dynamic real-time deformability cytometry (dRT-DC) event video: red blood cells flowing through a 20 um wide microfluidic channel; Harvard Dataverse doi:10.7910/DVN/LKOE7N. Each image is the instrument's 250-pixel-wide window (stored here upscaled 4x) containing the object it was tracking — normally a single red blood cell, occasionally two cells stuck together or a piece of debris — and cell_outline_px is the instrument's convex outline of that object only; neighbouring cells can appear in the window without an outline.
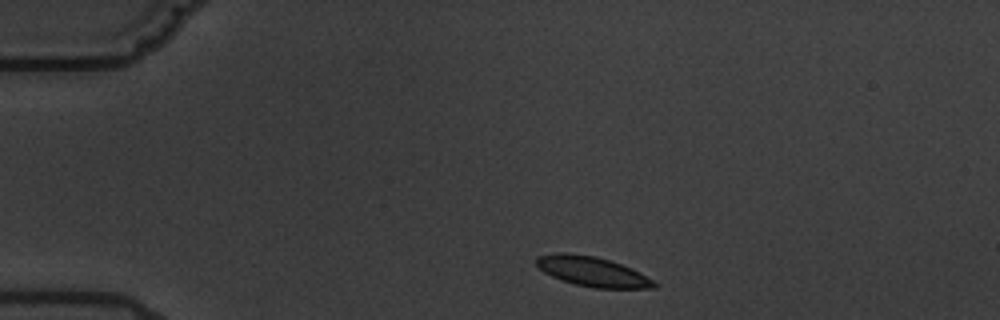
{"species": "common noctule bat (a hibernating species)", "species_latin": "Nyctalus noctula", "temperature_condition": "warm", "stored_images_in_passage": 5, "camera_frame_rate_fps": 3000, "um_per_image_px": 0.085, "animal": {"sex": "male", "body_mass_g": 19.5, "forearm_length_mm": 54.6}, "frame": {"image": 1, "passage_image": 1, "time_ms": 0.0, "image_size_px": [1000, 320], "cell_outline_px": [[660, 284], [656, 288], [592, 288], [560, 280], [544, 272], [536, 264], [536, 256], [556, 252], [568, 252], [596, 256], [620, 264], [656, 280]], "centroid_in_image_um": [50.36, 23.08], "position_along_channel_um": 34.6, "area_um2": 20.58}}
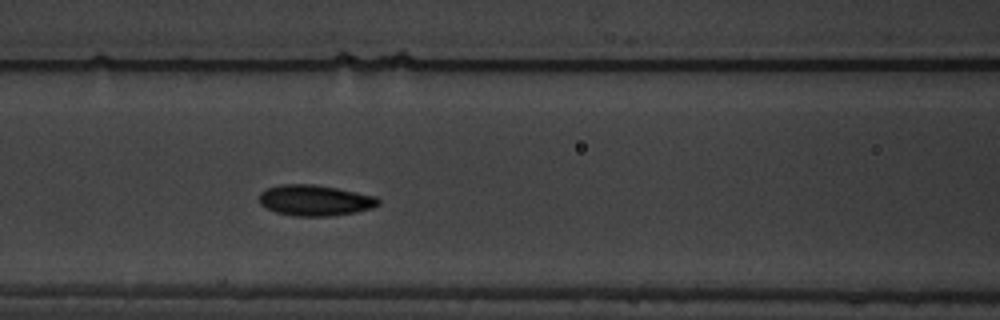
{"frame": {"image": 2, "passage_image": 5, "time_ms": 4.667, "image_size_px": [1000, 320], "cell_outline_px": [[380, 204], [372, 208], [332, 216], [296, 216], [276, 212], [260, 204], [260, 192], [268, 188], [280, 184], [312, 184], [336, 188], [376, 196], [380, 200]], "centroid_in_image_um": [26.77, 17.02], "position_along_channel_um": 139.8, "area_um2": 21.21}}